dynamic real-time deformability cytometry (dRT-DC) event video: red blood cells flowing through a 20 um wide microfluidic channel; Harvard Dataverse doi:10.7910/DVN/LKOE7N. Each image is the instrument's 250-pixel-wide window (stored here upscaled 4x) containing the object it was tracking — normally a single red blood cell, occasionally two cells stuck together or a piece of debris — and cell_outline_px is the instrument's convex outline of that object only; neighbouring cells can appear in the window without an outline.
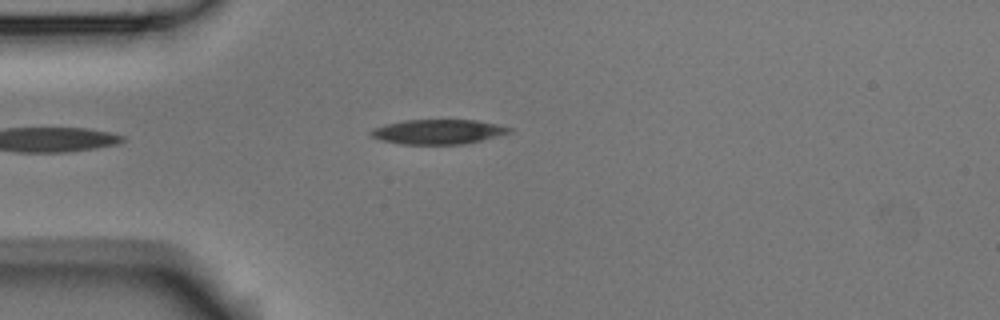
{"species": "Egyptian fruit bat (a non-hibernating species)", "species_latin": "Rousettus aegyptiacus", "temperature_condition": "room temperature", "stored_images_in_passage": 5, "camera_frame_rate_fps": 3000, "um_per_image_px": 0.085, "animal": {"sex": "male"}, "frame": {"image": 1, "passage_image": 3, "time_ms": 0.667, "image_size_px": [1000, 320], "cell_outline_px": [[512, 132], [464, 144], [400, 144], [380, 140], [368, 136], [368, 132], [372, 128], [404, 120], [476, 120], [496, 124], [512, 128]], "centroid_in_image_um": [37.18, 11.2], "position_along_channel_um": 47.8, "area_um2": 19.88}}
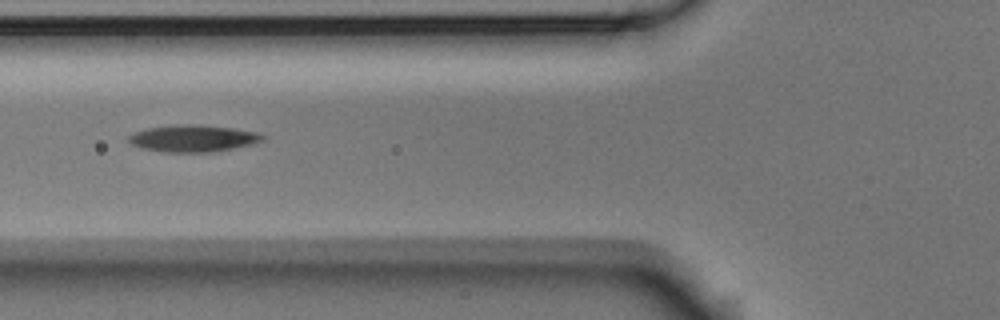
{"frame": {"image": 2, "passage_image": 5, "time_ms": 1.333, "image_size_px": [1000, 320], "cell_outline_px": [[268, 136], [264, 140], [252, 144], [212, 152], [168, 152], [144, 148], [132, 144], [128, 140], [128, 136], [136, 132], [148, 128], [172, 124], [200, 124], [232, 128], [260, 132]], "centroid_in_image_um": [16.48, 11.74], "position_along_channel_um": 109.3, "area_um2": 21.04}}